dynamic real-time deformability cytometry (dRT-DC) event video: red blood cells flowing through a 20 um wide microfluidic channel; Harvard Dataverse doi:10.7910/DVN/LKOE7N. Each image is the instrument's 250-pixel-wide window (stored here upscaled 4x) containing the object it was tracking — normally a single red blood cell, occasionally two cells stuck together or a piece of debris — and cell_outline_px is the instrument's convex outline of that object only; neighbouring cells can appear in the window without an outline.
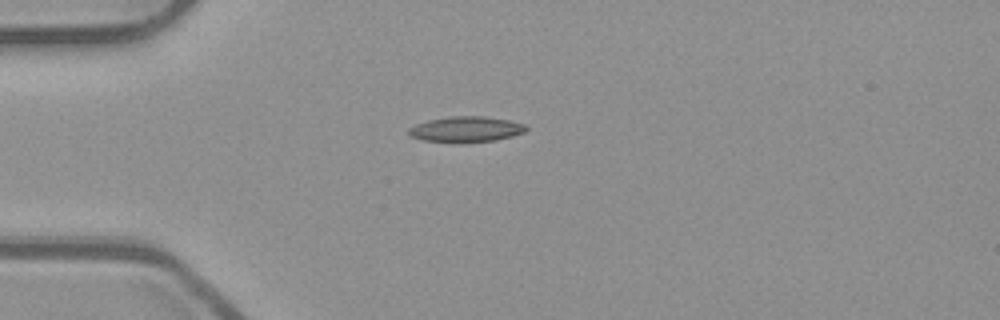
{"species": "common noctule bat (a hibernating species)", "species_latin": "Nyctalus noctula", "temperature_condition": "room temperature", "stored_images_in_passage": 31, "camera_frame_rate_fps": 3000, "um_per_image_px": 0.085, "animal": {"sex": "male", "body_mass_g": 23.1, "forearm_length_mm": 52.7}, "frame": {"image": 1, "passage_image": 1, "time_ms": 0.0, "image_size_px": [1000, 320], "cell_outline_px": [[528, 128], [524, 132], [512, 136], [496, 140], [420, 140], [408, 136], [408, 128], [416, 124], [428, 120], [448, 116], [484, 116], [508, 120], [524, 124]], "centroid_in_image_um": [39.59, 10.94], "position_along_channel_um": 45.4, "area_um2": 16.88}}
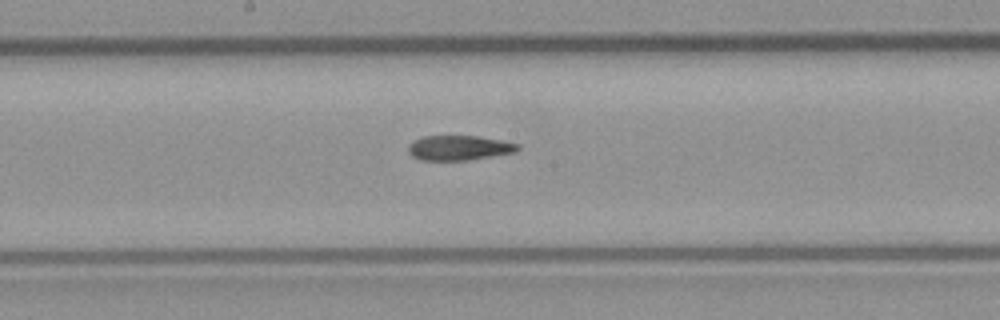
{"frame": {"image": 2, "passage_image": 15, "time_ms": 4.667, "image_size_px": [1000, 320], "cell_outline_px": [[520, 148], [516, 152], [468, 160], [420, 160], [412, 156], [408, 152], [408, 144], [424, 136], [476, 136], [500, 140], [520, 144]], "centroid_in_image_um": [39.02, 12.57], "position_along_channel_um": 209.2, "area_um2": 15.78}}
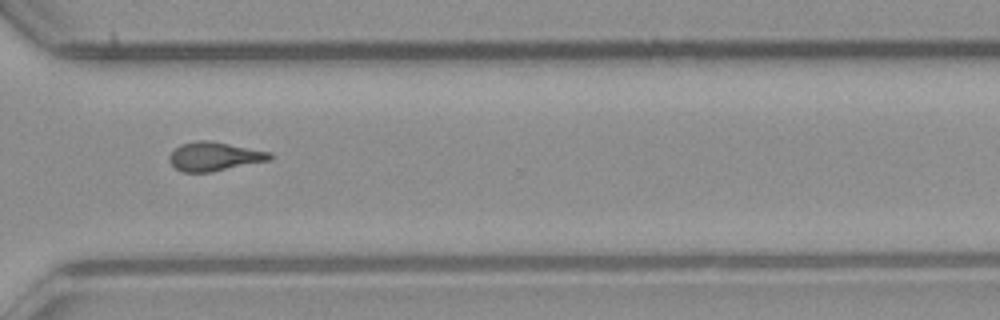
{"frame": {"image": 3, "passage_image": 26, "time_ms": 8.333, "image_size_px": [1000, 320], "cell_outline_px": [[272, 160], [212, 172], [184, 172], [176, 168], [168, 160], [168, 156], [180, 144], [196, 140], [212, 140], [272, 152]], "centroid_in_image_um": [18.25, 13.29], "position_along_channel_um": 352.3, "area_um2": 17.17}, "authors_computed_cell_mechanics": {"area_um2": 16.8776, "velocity_mm_per_s": 3.9207, "shape_relaxation_time_tau1_ms": null, "shape_relaxation_time_tau2_ms": 4.3981, "deformation_change_tau1": null, "deformation_change_tau2": 0.1433}}